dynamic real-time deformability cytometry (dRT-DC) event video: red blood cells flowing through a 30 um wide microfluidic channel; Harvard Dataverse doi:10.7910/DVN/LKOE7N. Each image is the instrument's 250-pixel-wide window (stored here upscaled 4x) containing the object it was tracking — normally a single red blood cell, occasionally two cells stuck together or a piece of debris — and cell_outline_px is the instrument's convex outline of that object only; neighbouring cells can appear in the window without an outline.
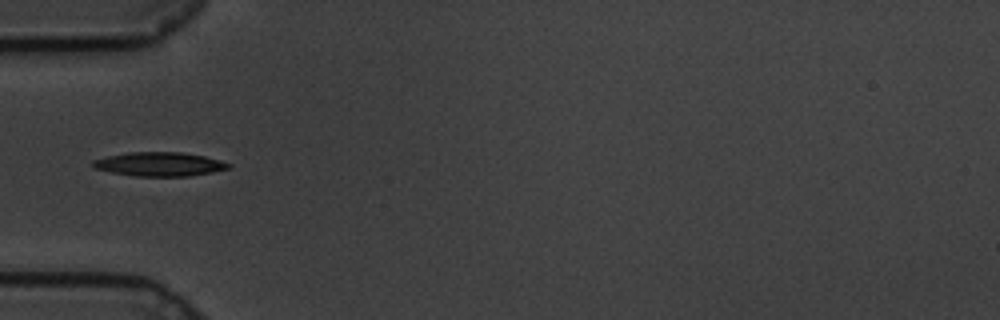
{"species": "common noctule bat (a hibernating species)", "species_latin": "Nyctalus noctula", "temperature_condition": "cold", "stored_images_in_passage": 41, "camera_frame_rate_fps": 3000, "um_per_image_px": 0.085, "animal": {"sex": "male", "body_mass_g": 19.5, "forearm_length_mm": 54.6}, "frame": {"image": 1, "passage_image": 1, "time_ms": 0.0, "image_size_px": [1000, 320], "cell_outline_px": [[232, 168], [212, 172], [188, 176], [132, 176], [112, 172], [96, 168], [92, 164], [92, 160], [108, 156], [128, 152], [180, 152], [204, 156], [220, 160], [232, 164]], "centroid_in_image_um": [13.59, 13.95], "position_along_channel_um": 71.4, "area_um2": 18.9}}
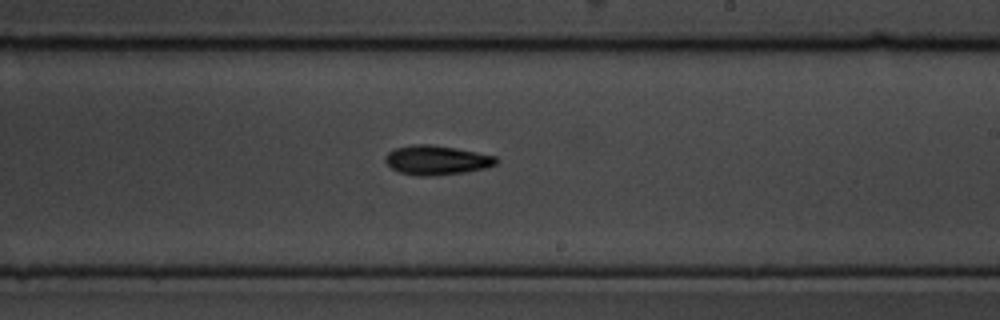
{"frame": {"image": 2, "passage_image": 17, "time_ms": 5.333, "image_size_px": [1000, 320], "cell_outline_px": [[500, 160], [496, 164], [484, 168], [464, 172], [432, 176], [416, 176], [400, 172], [392, 168], [384, 160], [384, 156], [388, 152], [396, 148], [412, 144], [428, 144], [456, 148], [496, 156]], "centroid_in_image_um": [37.1, 13.61], "position_along_channel_um": 251.9, "area_um2": 18.96}}
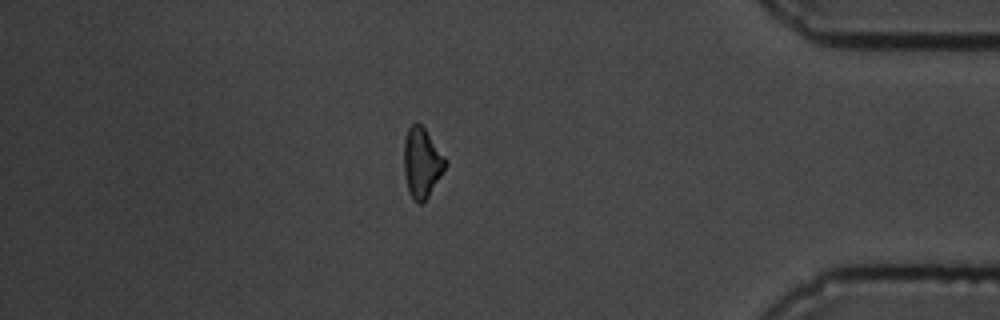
{"frame": {"image": 3, "passage_image": 33, "time_ms": 10.667, "image_size_px": [1000, 320], "cell_outline_px": [[448, 164], [424, 204], [416, 204], [412, 200], [408, 192], [404, 176], [404, 140], [408, 128], [416, 120], [424, 128], [448, 160]], "centroid_in_image_um": [35.86, 13.87], "position_along_channel_um": 399.3, "area_um2": 17.34}, "authors_computed_cell_mechanics": {"area_um2": 17.5134, "velocity_mm_per_s": 3.3793, "shape_relaxation_time_tau1_ms": 3.1458, "shape_relaxation_time_tau2_ms": null, "deformation_change_tau1": 0.1095, "deformation_change_tau2": null}}